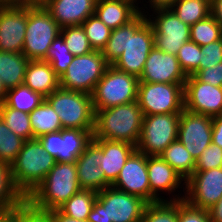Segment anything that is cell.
<instances>
[{
	"mask_svg": "<svg viewBox=\"0 0 222 222\" xmlns=\"http://www.w3.org/2000/svg\"><path fill=\"white\" fill-rule=\"evenodd\" d=\"M181 113L144 116L136 150L147 156H159L177 140Z\"/></svg>",
	"mask_w": 222,
	"mask_h": 222,
	"instance_id": "30bf717a",
	"label": "cell"
},
{
	"mask_svg": "<svg viewBox=\"0 0 222 222\" xmlns=\"http://www.w3.org/2000/svg\"><path fill=\"white\" fill-rule=\"evenodd\" d=\"M93 140L101 147L100 168L104 171L105 179L112 185L136 146L124 141Z\"/></svg>",
	"mask_w": 222,
	"mask_h": 222,
	"instance_id": "603a6c76",
	"label": "cell"
},
{
	"mask_svg": "<svg viewBox=\"0 0 222 222\" xmlns=\"http://www.w3.org/2000/svg\"><path fill=\"white\" fill-rule=\"evenodd\" d=\"M147 202L109 186L97 192L88 222H141Z\"/></svg>",
	"mask_w": 222,
	"mask_h": 222,
	"instance_id": "277c9868",
	"label": "cell"
},
{
	"mask_svg": "<svg viewBox=\"0 0 222 222\" xmlns=\"http://www.w3.org/2000/svg\"><path fill=\"white\" fill-rule=\"evenodd\" d=\"M222 62V38L201 47L199 70Z\"/></svg>",
	"mask_w": 222,
	"mask_h": 222,
	"instance_id": "7bdbcfd3",
	"label": "cell"
},
{
	"mask_svg": "<svg viewBox=\"0 0 222 222\" xmlns=\"http://www.w3.org/2000/svg\"><path fill=\"white\" fill-rule=\"evenodd\" d=\"M154 46L153 28L147 21L146 15L138 13L127 23L126 49L112 65L120 71L139 78Z\"/></svg>",
	"mask_w": 222,
	"mask_h": 222,
	"instance_id": "5b68a950",
	"label": "cell"
},
{
	"mask_svg": "<svg viewBox=\"0 0 222 222\" xmlns=\"http://www.w3.org/2000/svg\"><path fill=\"white\" fill-rule=\"evenodd\" d=\"M187 76L176 55L168 54L155 46L150 51L139 77V83L185 84Z\"/></svg>",
	"mask_w": 222,
	"mask_h": 222,
	"instance_id": "d6986e66",
	"label": "cell"
},
{
	"mask_svg": "<svg viewBox=\"0 0 222 222\" xmlns=\"http://www.w3.org/2000/svg\"><path fill=\"white\" fill-rule=\"evenodd\" d=\"M184 85L138 83L137 102L144 116L181 113L184 109Z\"/></svg>",
	"mask_w": 222,
	"mask_h": 222,
	"instance_id": "8fae6325",
	"label": "cell"
},
{
	"mask_svg": "<svg viewBox=\"0 0 222 222\" xmlns=\"http://www.w3.org/2000/svg\"><path fill=\"white\" fill-rule=\"evenodd\" d=\"M211 15L222 26V0L210 1Z\"/></svg>",
	"mask_w": 222,
	"mask_h": 222,
	"instance_id": "f5cc1de1",
	"label": "cell"
},
{
	"mask_svg": "<svg viewBox=\"0 0 222 222\" xmlns=\"http://www.w3.org/2000/svg\"><path fill=\"white\" fill-rule=\"evenodd\" d=\"M195 76L204 83L222 87V62L214 67L200 69Z\"/></svg>",
	"mask_w": 222,
	"mask_h": 222,
	"instance_id": "f6af8a7d",
	"label": "cell"
},
{
	"mask_svg": "<svg viewBox=\"0 0 222 222\" xmlns=\"http://www.w3.org/2000/svg\"><path fill=\"white\" fill-rule=\"evenodd\" d=\"M44 100L45 97L41 94L34 92L25 84H21L7 90L4 103L8 107L29 114Z\"/></svg>",
	"mask_w": 222,
	"mask_h": 222,
	"instance_id": "f546056e",
	"label": "cell"
},
{
	"mask_svg": "<svg viewBox=\"0 0 222 222\" xmlns=\"http://www.w3.org/2000/svg\"><path fill=\"white\" fill-rule=\"evenodd\" d=\"M6 92L7 90L5 89L4 85L2 84V81L0 80V105L4 102Z\"/></svg>",
	"mask_w": 222,
	"mask_h": 222,
	"instance_id": "9f6ffc18",
	"label": "cell"
},
{
	"mask_svg": "<svg viewBox=\"0 0 222 222\" xmlns=\"http://www.w3.org/2000/svg\"><path fill=\"white\" fill-rule=\"evenodd\" d=\"M45 100L58 114L63 129L93 131L95 111L92 95L59 87Z\"/></svg>",
	"mask_w": 222,
	"mask_h": 222,
	"instance_id": "8992f818",
	"label": "cell"
},
{
	"mask_svg": "<svg viewBox=\"0 0 222 222\" xmlns=\"http://www.w3.org/2000/svg\"><path fill=\"white\" fill-rule=\"evenodd\" d=\"M147 171L150 183V203L167 201L159 193H174L185 180L160 156H147ZM159 192V193H158Z\"/></svg>",
	"mask_w": 222,
	"mask_h": 222,
	"instance_id": "44dd1931",
	"label": "cell"
},
{
	"mask_svg": "<svg viewBox=\"0 0 222 222\" xmlns=\"http://www.w3.org/2000/svg\"><path fill=\"white\" fill-rule=\"evenodd\" d=\"M16 222H51V221L45 214L34 212L33 210L25 206L17 214Z\"/></svg>",
	"mask_w": 222,
	"mask_h": 222,
	"instance_id": "bcb514c9",
	"label": "cell"
},
{
	"mask_svg": "<svg viewBox=\"0 0 222 222\" xmlns=\"http://www.w3.org/2000/svg\"><path fill=\"white\" fill-rule=\"evenodd\" d=\"M109 65L102 51L94 50L85 55L74 56L59 78L60 87L92 95Z\"/></svg>",
	"mask_w": 222,
	"mask_h": 222,
	"instance_id": "9c48e42d",
	"label": "cell"
},
{
	"mask_svg": "<svg viewBox=\"0 0 222 222\" xmlns=\"http://www.w3.org/2000/svg\"><path fill=\"white\" fill-rule=\"evenodd\" d=\"M55 164V158L43 149L38 139L27 140L11 164L14 184L27 197Z\"/></svg>",
	"mask_w": 222,
	"mask_h": 222,
	"instance_id": "3957f363",
	"label": "cell"
},
{
	"mask_svg": "<svg viewBox=\"0 0 222 222\" xmlns=\"http://www.w3.org/2000/svg\"><path fill=\"white\" fill-rule=\"evenodd\" d=\"M126 43L127 24L112 30L111 36L108 39L105 48L102 50L104 58L110 65H112L126 49Z\"/></svg>",
	"mask_w": 222,
	"mask_h": 222,
	"instance_id": "60d3db41",
	"label": "cell"
},
{
	"mask_svg": "<svg viewBox=\"0 0 222 222\" xmlns=\"http://www.w3.org/2000/svg\"><path fill=\"white\" fill-rule=\"evenodd\" d=\"M153 11L156 17L152 15L151 19V15H146V18L154 31L155 47L165 53L177 55L182 45L190 41V26L183 23L170 8Z\"/></svg>",
	"mask_w": 222,
	"mask_h": 222,
	"instance_id": "7c38bea8",
	"label": "cell"
},
{
	"mask_svg": "<svg viewBox=\"0 0 222 222\" xmlns=\"http://www.w3.org/2000/svg\"><path fill=\"white\" fill-rule=\"evenodd\" d=\"M73 58L74 55L66 46L62 36L59 35L50 45V49L44 61L50 63L55 74L60 78L67 70Z\"/></svg>",
	"mask_w": 222,
	"mask_h": 222,
	"instance_id": "8d00e7d4",
	"label": "cell"
},
{
	"mask_svg": "<svg viewBox=\"0 0 222 222\" xmlns=\"http://www.w3.org/2000/svg\"><path fill=\"white\" fill-rule=\"evenodd\" d=\"M116 1L124 2V3L129 4V5L132 6L138 13H143V14H144V12H145V14L147 13V12L145 11V9L140 8V7L137 5V4H138L137 0H116ZM136 2H137V3H136ZM135 4H136V5H135ZM142 10H144V11L142 12Z\"/></svg>",
	"mask_w": 222,
	"mask_h": 222,
	"instance_id": "11a10c76",
	"label": "cell"
},
{
	"mask_svg": "<svg viewBox=\"0 0 222 222\" xmlns=\"http://www.w3.org/2000/svg\"><path fill=\"white\" fill-rule=\"evenodd\" d=\"M222 167V148L211 143L195 161V171Z\"/></svg>",
	"mask_w": 222,
	"mask_h": 222,
	"instance_id": "b9f144b4",
	"label": "cell"
},
{
	"mask_svg": "<svg viewBox=\"0 0 222 222\" xmlns=\"http://www.w3.org/2000/svg\"><path fill=\"white\" fill-rule=\"evenodd\" d=\"M170 9L189 26L211 15L209 0H176Z\"/></svg>",
	"mask_w": 222,
	"mask_h": 222,
	"instance_id": "4dcf8cb0",
	"label": "cell"
},
{
	"mask_svg": "<svg viewBox=\"0 0 222 222\" xmlns=\"http://www.w3.org/2000/svg\"><path fill=\"white\" fill-rule=\"evenodd\" d=\"M51 0H10L7 4L26 8H45Z\"/></svg>",
	"mask_w": 222,
	"mask_h": 222,
	"instance_id": "c3c4849f",
	"label": "cell"
},
{
	"mask_svg": "<svg viewBox=\"0 0 222 222\" xmlns=\"http://www.w3.org/2000/svg\"><path fill=\"white\" fill-rule=\"evenodd\" d=\"M29 116L34 139L63 129L58 114L46 100L29 113Z\"/></svg>",
	"mask_w": 222,
	"mask_h": 222,
	"instance_id": "4316f807",
	"label": "cell"
},
{
	"mask_svg": "<svg viewBox=\"0 0 222 222\" xmlns=\"http://www.w3.org/2000/svg\"><path fill=\"white\" fill-rule=\"evenodd\" d=\"M25 140L12 132L0 117V162L11 165Z\"/></svg>",
	"mask_w": 222,
	"mask_h": 222,
	"instance_id": "d590c367",
	"label": "cell"
},
{
	"mask_svg": "<svg viewBox=\"0 0 222 222\" xmlns=\"http://www.w3.org/2000/svg\"><path fill=\"white\" fill-rule=\"evenodd\" d=\"M177 59L186 76L195 75L199 71L201 46L188 41L178 50Z\"/></svg>",
	"mask_w": 222,
	"mask_h": 222,
	"instance_id": "ab89813d",
	"label": "cell"
},
{
	"mask_svg": "<svg viewBox=\"0 0 222 222\" xmlns=\"http://www.w3.org/2000/svg\"><path fill=\"white\" fill-rule=\"evenodd\" d=\"M212 143L222 148V115L212 117Z\"/></svg>",
	"mask_w": 222,
	"mask_h": 222,
	"instance_id": "7dc6e473",
	"label": "cell"
},
{
	"mask_svg": "<svg viewBox=\"0 0 222 222\" xmlns=\"http://www.w3.org/2000/svg\"><path fill=\"white\" fill-rule=\"evenodd\" d=\"M80 190L75 162H56L45 179L26 197V206L44 214L58 209Z\"/></svg>",
	"mask_w": 222,
	"mask_h": 222,
	"instance_id": "6da1fadb",
	"label": "cell"
},
{
	"mask_svg": "<svg viewBox=\"0 0 222 222\" xmlns=\"http://www.w3.org/2000/svg\"><path fill=\"white\" fill-rule=\"evenodd\" d=\"M177 139L196 159L212 143V117L183 109Z\"/></svg>",
	"mask_w": 222,
	"mask_h": 222,
	"instance_id": "9a60e30c",
	"label": "cell"
},
{
	"mask_svg": "<svg viewBox=\"0 0 222 222\" xmlns=\"http://www.w3.org/2000/svg\"><path fill=\"white\" fill-rule=\"evenodd\" d=\"M27 8L3 3L0 6V51L22 53Z\"/></svg>",
	"mask_w": 222,
	"mask_h": 222,
	"instance_id": "e0dca14e",
	"label": "cell"
},
{
	"mask_svg": "<svg viewBox=\"0 0 222 222\" xmlns=\"http://www.w3.org/2000/svg\"><path fill=\"white\" fill-rule=\"evenodd\" d=\"M95 14L111 30L127 24L138 12L129 4L116 0H97Z\"/></svg>",
	"mask_w": 222,
	"mask_h": 222,
	"instance_id": "d4e9b609",
	"label": "cell"
},
{
	"mask_svg": "<svg viewBox=\"0 0 222 222\" xmlns=\"http://www.w3.org/2000/svg\"><path fill=\"white\" fill-rule=\"evenodd\" d=\"M176 0H148L150 3L149 7L153 10L157 9H169L171 8Z\"/></svg>",
	"mask_w": 222,
	"mask_h": 222,
	"instance_id": "db71d44e",
	"label": "cell"
},
{
	"mask_svg": "<svg viewBox=\"0 0 222 222\" xmlns=\"http://www.w3.org/2000/svg\"><path fill=\"white\" fill-rule=\"evenodd\" d=\"M139 78L109 65L92 93L95 110L137 101Z\"/></svg>",
	"mask_w": 222,
	"mask_h": 222,
	"instance_id": "52a82bcc",
	"label": "cell"
},
{
	"mask_svg": "<svg viewBox=\"0 0 222 222\" xmlns=\"http://www.w3.org/2000/svg\"><path fill=\"white\" fill-rule=\"evenodd\" d=\"M100 157L101 147L92 139L75 162L81 189L99 192L111 186L100 168Z\"/></svg>",
	"mask_w": 222,
	"mask_h": 222,
	"instance_id": "ffe728a7",
	"label": "cell"
},
{
	"mask_svg": "<svg viewBox=\"0 0 222 222\" xmlns=\"http://www.w3.org/2000/svg\"><path fill=\"white\" fill-rule=\"evenodd\" d=\"M81 26L93 50L102 51L111 36L112 30L107 27L96 14L89 16Z\"/></svg>",
	"mask_w": 222,
	"mask_h": 222,
	"instance_id": "74e56055",
	"label": "cell"
},
{
	"mask_svg": "<svg viewBox=\"0 0 222 222\" xmlns=\"http://www.w3.org/2000/svg\"><path fill=\"white\" fill-rule=\"evenodd\" d=\"M221 38L222 26L212 15L190 26V41L201 47Z\"/></svg>",
	"mask_w": 222,
	"mask_h": 222,
	"instance_id": "e575fe53",
	"label": "cell"
},
{
	"mask_svg": "<svg viewBox=\"0 0 222 222\" xmlns=\"http://www.w3.org/2000/svg\"><path fill=\"white\" fill-rule=\"evenodd\" d=\"M143 119L144 114L137 101L95 110L93 139L124 141L137 146Z\"/></svg>",
	"mask_w": 222,
	"mask_h": 222,
	"instance_id": "7a4b0ae2",
	"label": "cell"
},
{
	"mask_svg": "<svg viewBox=\"0 0 222 222\" xmlns=\"http://www.w3.org/2000/svg\"><path fill=\"white\" fill-rule=\"evenodd\" d=\"M96 198V191L81 189L61 205L58 210L70 218L87 220Z\"/></svg>",
	"mask_w": 222,
	"mask_h": 222,
	"instance_id": "d6a6232c",
	"label": "cell"
},
{
	"mask_svg": "<svg viewBox=\"0 0 222 222\" xmlns=\"http://www.w3.org/2000/svg\"><path fill=\"white\" fill-rule=\"evenodd\" d=\"M24 84L45 98L60 87L59 77L50 63L44 60H30Z\"/></svg>",
	"mask_w": 222,
	"mask_h": 222,
	"instance_id": "cb8c5ba5",
	"label": "cell"
},
{
	"mask_svg": "<svg viewBox=\"0 0 222 222\" xmlns=\"http://www.w3.org/2000/svg\"><path fill=\"white\" fill-rule=\"evenodd\" d=\"M51 222H88L87 220H79L70 218L62 214L58 209H54L44 213Z\"/></svg>",
	"mask_w": 222,
	"mask_h": 222,
	"instance_id": "f907efd6",
	"label": "cell"
},
{
	"mask_svg": "<svg viewBox=\"0 0 222 222\" xmlns=\"http://www.w3.org/2000/svg\"><path fill=\"white\" fill-rule=\"evenodd\" d=\"M178 222H211L208 210L191 206L184 199L179 200Z\"/></svg>",
	"mask_w": 222,
	"mask_h": 222,
	"instance_id": "ee69618b",
	"label": "cell"
},
{
	"mask_svg": "<svg viewBox=\"0 0 222 222\" xmlns=\"http://www.w3.org/2000/svg\"><path fill=\"white\" fill-rule=\"evenodd\" d=\"M0 117L12 132L25 141L34 139L28 113L8 107L3 102L0 105Z\"/></svg>",
	"mask_w": 222,
	"mask_h": 222,
	"instance_id": "836d02e7",
	"label": "cell"
},
{
	"mask_svg": "<svg viewBox=\"0 0 222 222\" xmlns=\"http://www.w3.org/2000/svg\"><path fill=\"white\" fill-rule=\"evenodd\" d=\"M97 0H51L45 9L63 28L79 26L95 14Z\"/></svg>",
	"mask_w": 222,
	"mask_h": 222,
	"instance_id": "7402d4cb",
	"label": "cell"
},
{
	"mask_svg": "<svg viewBox=\"0 0 222 222\" xmlns=\"http://www.w3.org/2000/svg\"><path fill=\"white\" fill-rule=\"evenodd\" d=\"M29 62L23 53L0 51V80L6 90L24 84Z\"/></svg>",
	"mask_w": 222,
	"mask_h": 222,
	"instance_id": "484cf974",
	"label": "cell"
},
{
	"mask_svg": "<svg viewBox=\"0 0 222 222\" xmlns=\"http://www.w3.org/2000/svg\"><path fill=\"white\" fill-rule=\"evenodd\" d=\"M60 35L74 56H81L94 51L81 25L63 27Z\"/></svg>",
	"mask_w": 222,
	"mask_h": 222,
	"instance_id": "f35d334b",
	"label": "cell"
},
{
	"mask_svg": "<svg viewBox=\"0 0 222 222\" xmlns=\"http://www.w3.org/2000/svg\"><path fill=\"white\" fill-rule=\"evenodd\" d=\"M184 108L210 117L222 115V87L204 83L195 75L187 76L184 85Z\"/></svg>",
	"mask_w": 222,
	"mask_h": 222,
	"instance_id": "2e32d148",
	"label": "cell"
},
{
	"mask_svg": "<svg viewBox=\"0 0 222 222\" xmlns=\"http://www.w3.org/2000/svg\"><path fill=\"white\" fill-rule=\"evenodd\" d=\"M211 222H222V197L208 209Z\"/></svg>",
	"mask_w": 222,
	"mask_h": 222,
	"instance_id": "816d5d0a",
	"label": "cell"
},
{
	"mask_svg": "<svg viewBox=\"0 0 222 222\" xmlns=\"http://www.w3.org/2000/svg\"><path fill=\"white\" fill-rule=\"evenodd\" d=\"M185 181L195 172V159L177 139L160 155Z\"/></svg>",
	"mask_w": 222,
	"mask_h": 222,
	"instance_id": "83f0119b",
	"label": "cell"
},
{
	"mask_svg": "<svg viewBox=\"0 0 222 222\" xmlns=\"http://www.w3.org/2000/svg\"><path fill=\"white\" fill-rule=\"evenodd\" d=\"M111 186L128 194L136 195L150 203L147 155L135 150L126 160Z\"/></svg>",
	"mask_w": 222,
	"mask_h": 222,
	"instance_id": "ac0fdd59",
	"label": "cell"
},
{
	"mask_svg": "<svg viewBox=\"0 0 222 222\" xmlns=\"http://www.w3.org/2000/svg\"><path fill=\"white\" fill-rule=\"evenodd\" d=\"M61 27L45 8H27V25L22 53L29 60H44Z\"/></svg>",
	"mask_w": 222,
	"mask_h": 222,
	"instance_id": "ba28073f",
	"label": "cell"
},
{
	"mask_svg": "<svg viewBox=\"0 0 222 222\" xmlns=\"http://www.w3.org/2000/svg\"><path fill=\"white\" fill-rule=\"evenodd\" d=\"M26 197L16 187L11 165L0 162V207H25Z\"/></svg>",
	"mask_w": 222,
	"mask_h": 222,
	"instance_id": "1f68e13d",
	"label": "cell"
},
{
	"mask_svg": "<svg viewBox=\"0 0 222 222\" xmlns=\"http://www.w3.org/2000/svg\"><path fill=\"white\" fill-rule=\"evenodd\" d=\"M10 0H0L2 3H8Z\"/></svg>",
	"mask_w": 222,
	"mask_h": 222,
	"instance_id": "6f0895ef",
	"label": "cell"
},
{
	"mask_svg": "<svg viewBox=\"0 0 222 222\" xmlns=\"http://www.w3.org/2000/svg\"><path fill=\"white\" fill-rule=\"evenodd\" d=\"M23 207H0V222H16L17 214Z\"/></svg>",
	"mask_w": 222,
	"mask_h": 222,
	"instance_id": "681fc988",
	"label": "cell"
},
{
	"mask_svg": "<svg viewBox=\"0 0 222 222\" xmlns=\"http://www.w3.org/2000/svg\"><path fill=\"white\" fill-rule=\"evenodd\" d=\"M92 139L93 131L80 129H62L38 138L43 149L56 162H76Z\"/></svg>",
	"mask_w": 222,
	"mask_h": 222,
	"instance_id": "4fadbf2b",
	"label": "cell"
},
{
	"mask_svg": "<svg viewBox=\"0 0 222 222\" xmlns=\"http://www.w3.org/2000/svg\"><path fill=\"white\" fill-rule=\"evenodd\" d=\"M172 195L167 201L147 203L142 215L141 222H178L179 200L184 195ZM175 196V197H174Z\"/></svg>",
	"mask_w": 222,
	"mask_h": 222,
	"instance_id": "f1b7e54d",
	"label": "cell"
},
{
	"mask_svg": "<svg viewBox=\"0 0 222 222\" xmlns=\"http://www.w3.org/2000/svg\"><path fill=\"white\" fill-rule=\"evenodd\" d=\"M184 200L193 207L208 210L222 197V167L195 171L183 187Z\"/></svg>",
	"mask_w": 222,
	"mask_h": 222,
	"instance_id": "5bb4252c",
	"label": "cell"
}]
</instances>
